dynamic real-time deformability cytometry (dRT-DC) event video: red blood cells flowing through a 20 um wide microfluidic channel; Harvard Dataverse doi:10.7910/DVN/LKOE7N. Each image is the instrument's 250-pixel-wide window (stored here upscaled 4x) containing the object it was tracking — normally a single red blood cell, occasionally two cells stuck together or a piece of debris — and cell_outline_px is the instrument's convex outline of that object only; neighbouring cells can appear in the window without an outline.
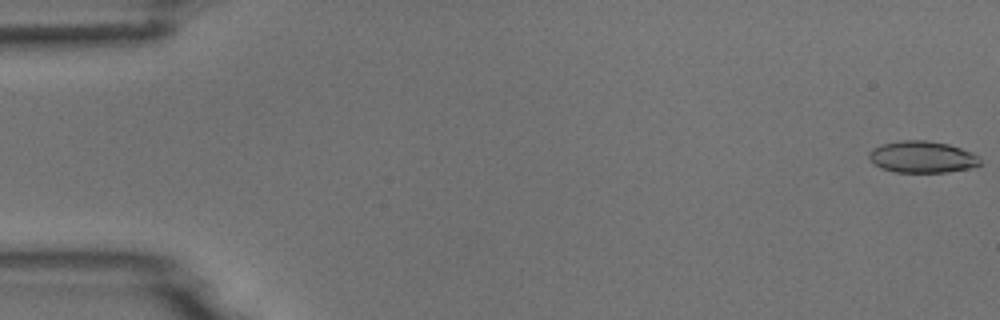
{"species": "common noctule bat (a hibernating species)", "species_latin": "Nyctalus noctula", "temperature_condition": "room temperature", "stored_images_in_passage": 53, "camera_frame_rate_fps": 3000, "um_per_image_px": 0.085, "animal": {"sex": "male", "body_mass_g": 18.8}, "frame": {"image": 1, "passage_image": 1, "time_ms": 0.0, "image_size_px": [1000, 320], "cell_outline_px": [[980, 164], [968, 168], [948, 172], [896, 172], [880, 168], [868, 156], [868, 152], [872, 148], [880, 144], [900, 140], [928, 140], [948, 144], [972, 152], [980, 156]], "centroid_in_image_um": [78.37, 13.33], "position_along_channel_um": 6.6, "area_um2": 20.58}}
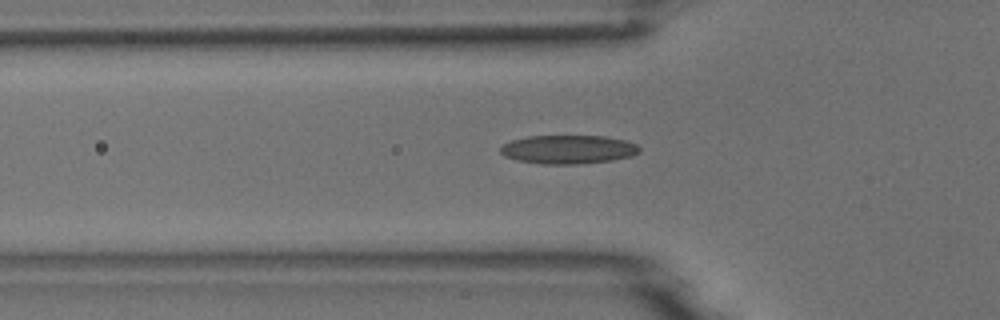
{"frame": {"image": 2, "passage_image": 18, "time_ms": 5.667, "image_size_px": [1000, 320], "cell_outline_px": [[640, 152], [632, 156], [612, 160], [580, 164], [544, 164], [516, 160], [504, 156], [500, 152], [500, 148], [504, 144], [512, 140], [528, 136], [604, 136], [624, 140], [636, 144], [640, 148]], "centroid_in_image_um": [48.3, 12.7], "position_along_channel_um": 77.5, "area_um2": 23.24}}
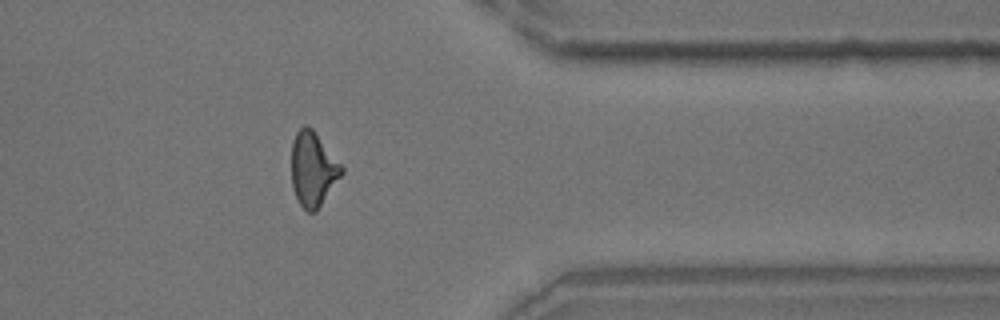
{"frame": {"image": 3, "passage_image": 43, "time_ms": 14.0, "image_size_px": [1000, 320], "cell_outline_px": [[344, 172], [316, 212], [308, 212], [300, 204], [292, 188], [292, 140], [296, 132], [304, 124], [308, 124], [312, 128], [344, 168]], "centroid_in_image_um": [26.6, 14.36], "position_along_channel_um": 384.8, "area_um2": 21.68}}